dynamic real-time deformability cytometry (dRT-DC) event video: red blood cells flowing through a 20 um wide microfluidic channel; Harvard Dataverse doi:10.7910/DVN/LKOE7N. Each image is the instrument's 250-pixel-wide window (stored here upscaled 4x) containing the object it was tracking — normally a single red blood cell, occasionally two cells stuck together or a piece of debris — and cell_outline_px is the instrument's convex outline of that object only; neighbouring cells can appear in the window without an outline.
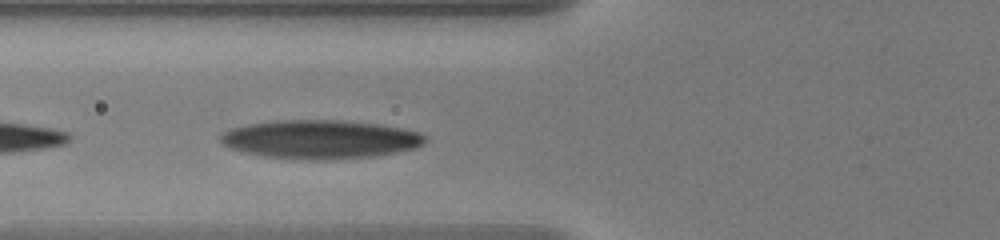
{"species": "human", "species_latin": "Homo sapiens", "temperature_condition": "warm", "stored_images_in_passage": 5, "camera_frame_rate_fps": 3000, "um_per_image_px": 0.085, "donor": {"sex": "male"}, "frame": {"image": 1, "passage_image": 5, "time_ms": 1.333, "image_size_px": [1000, 240], "cell_outline_px": [[424, 144], [416, 148], [396, 152], [372, 156], [324, 160], [312, 160], [264, 156], [232, 148], [224, 144], [220, 140], [220, 136], [224, 132], [232, 128], [248, 124], [272, 120], [340, 120], [376, 124], [404, 128], [420, 132], [424, 136]], "centroid_in_image_um": [27.24, 11.83], "position_along_channel_um": 98.6, "area_um2": 45.78}}